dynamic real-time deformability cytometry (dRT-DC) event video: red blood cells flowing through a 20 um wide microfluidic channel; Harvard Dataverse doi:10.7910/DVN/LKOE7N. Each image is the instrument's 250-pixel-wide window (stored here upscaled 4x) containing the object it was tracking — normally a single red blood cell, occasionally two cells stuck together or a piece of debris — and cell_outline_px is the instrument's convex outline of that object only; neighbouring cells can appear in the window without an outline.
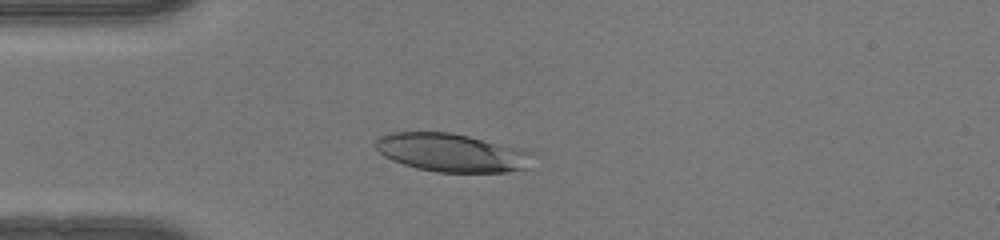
{"species": "human", "species_latin": "Homo sapiens", "temperature_condition": "warm", "stored_images_in_passage": 48, "camera_frame_rate_fps": 3000, "um_per_image_px": 0.085, "donor": {"sex": "female"}, "frame": {"image": 1, "passage_image": 12, "time_ms": 3.667, "image_size_px": [1000, 240], "cell_outline_px": [[536, 152], [528, 168], [508, 172], [436, 172], [416, 168], [392, 160], [384, 156], [372, 144], [380, 136], [392, 132], [452, 132], [524, 148]], "centroid_in_image_um": [38.46, 12.97], "position_along_channel_um": 46.5, "area_um2": 35.66}}
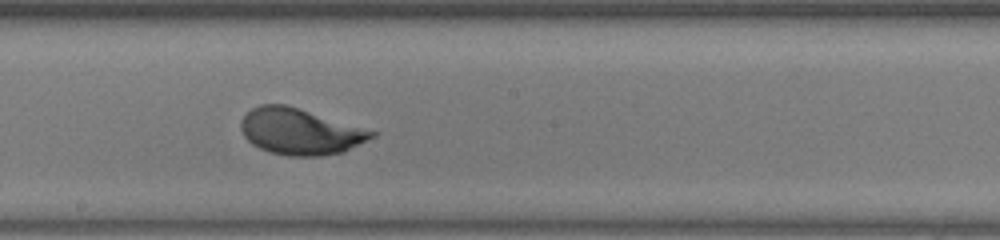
{"frame": {"image": 2, "passage_image": 26, "time_ms": 8.333, "image_size_px": [1000, 240], "cell_outline_px": [[376, 136], [344, 152], [320, 156], [288, 156], [268, 152], [252, 144], [244, 136], [240, 128], [240, 120], [252, 108], [260, 104], [288, 104], [376, 132]], "centroid_in_image_um": [25.48, 11.18], "position_along_channel_um": 222.7, "area_um2": 35.26}}
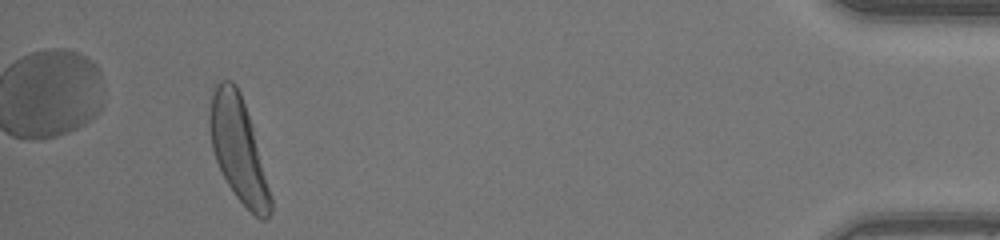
{"frame": {"image": 3, "passage_image": 45, "time_ms": 14.667, "image_size_px": [1000, 240], "cell_outline_px": [[272, 212], [264, 220], [260, 220], [236, 196], [228, 184], [216, 160], [212, 148], [208, 120], [208, 116], [212, 92], [216, 84], [220, 80], [232, 80], [236, 84], [240, 92], [252, 124], [272, 200]], "centroid_in_image_um": [20.25, 12.64], "position_along_channel_um": 415.0, "area_um2": 36.59}, "authors_computed_cell_mechanics": {"area_um2": 35.4314, "velocity_mm_per_s": 4.1476, "shape_relaxation_time_tau1_ms": 2.4299, "shape_relaxation_time_tau2_ms": null, "deformation_change_tau1": 0.1674, "deformation_change_tau2": null}}